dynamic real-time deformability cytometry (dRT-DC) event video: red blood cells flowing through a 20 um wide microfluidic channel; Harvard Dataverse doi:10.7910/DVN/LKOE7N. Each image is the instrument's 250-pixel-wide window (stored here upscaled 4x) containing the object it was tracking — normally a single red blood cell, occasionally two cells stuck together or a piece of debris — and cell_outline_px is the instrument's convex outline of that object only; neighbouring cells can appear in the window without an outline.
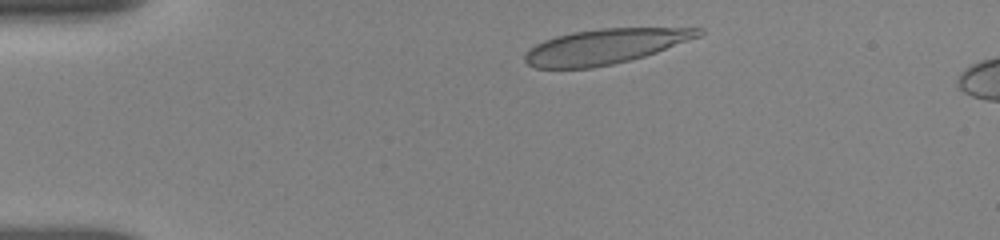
{"species": "human", "species_latin": "Homo sapiens", "temperature_condition": "room temperature", "stored_images_in_passage": 8, "camera_frame_rate_fps": 3000, "um_per_image_px": 0.085, "donor": {"sex": "female"}, "frame": {"image": 1, "passage_image": 1, "time_ms": 0.0, "image_size_px": [1000, 240], "cell_outline_px": [[704, 32], [700, 36], [656, 52], [644, 56], [612, 64], [592, 68], [536, 68], [528, 64], [524, 60], [524, 52], [528, 48], [544, 40], [556, 36], [572, 32], [600, 28], [704, 28]], "centroid_in_image_um": [51.38, 3.95], "position_along_channel_um": 33.6, "area_um2": 35.32}}
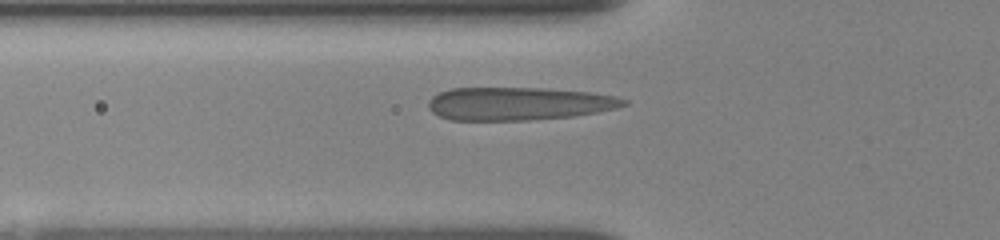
{"frame": {"image": 2, "passage_image": 7, "time_ms": 2.667, "image_size_px": [1000, 240], "cell_outline_px": [[628, 104], [616, 108], [596, 112], [572, 116], [528, 120], [452, 120], [440, 116], [432, 112], [428, 108], [428, 100], [432, 96], [440, 92], [452, 88], [548, 88], [592, 92], [616, 96], [628, 100]], "centroid_in_image_um": [44.09, 8.8], "position_along_channel_um": 81.7, "area_um2": 37.74}}